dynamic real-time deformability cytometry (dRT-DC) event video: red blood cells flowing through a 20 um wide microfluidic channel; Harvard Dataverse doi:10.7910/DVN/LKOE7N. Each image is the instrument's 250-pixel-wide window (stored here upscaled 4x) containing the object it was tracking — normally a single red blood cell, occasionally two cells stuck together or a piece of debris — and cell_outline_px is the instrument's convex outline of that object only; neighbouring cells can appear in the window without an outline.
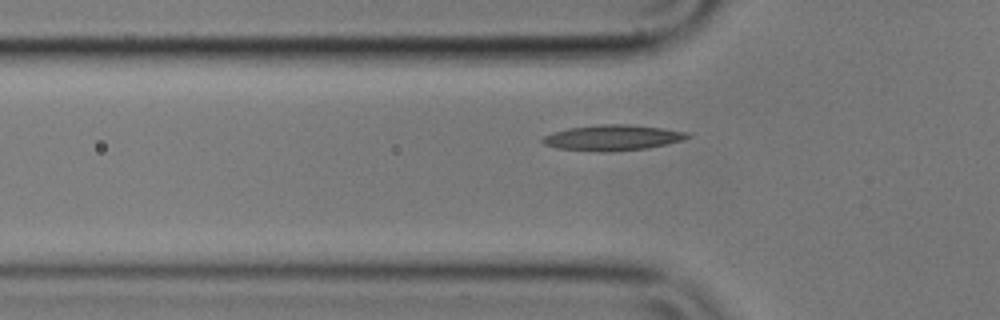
{"species": "common noctule bat (a hibernating species)", "species_latin": "Nyctalus noctula", "temperature_condition": "cold", "stored_images_in_passage": 41, "camera_frame_rate_fps": 3000, "um_per_image_px": 0.085, "animal": {"sex": "male", "body_mass_g": 17.9}, "frame": {"image": 1, "passage_image": 5, "time_ms": 1.333, "image_size_px": [1000, 320], "cell_outline_px": [[692, 136], [684, 140], [648, 148], [612, 152], [600, 152], [556, 148], [544, 144], [540, 140], [544, 136], [552, 132], [568, 128], [600, 124], [628, 124], [660, 128], [688, 132]], "centroid_in_image_um": [52.06, 11.71], "position_along_channel_um": 73.7, "area_um2": 21.79}}
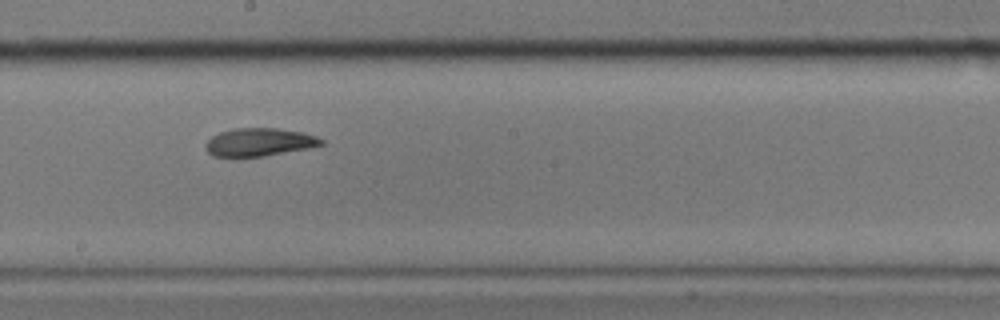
{"frame": {"image": 2, "passage_image": 18, "time_ms": 5.667, "image_size_px": [1000, 320], "cell_outline_px": [[324, 144], [308, 148], [264, 156], [212, 156], [204, 148], [204, 144], [212, 136], [220, 132], [232, 128], [276, 128], [304, 132], [316, 136], [324, 140]], "centroid_in_image_um": [22.03, 12.07], "position_along_channel_um": 226.2, "area_um2": 18.9}}
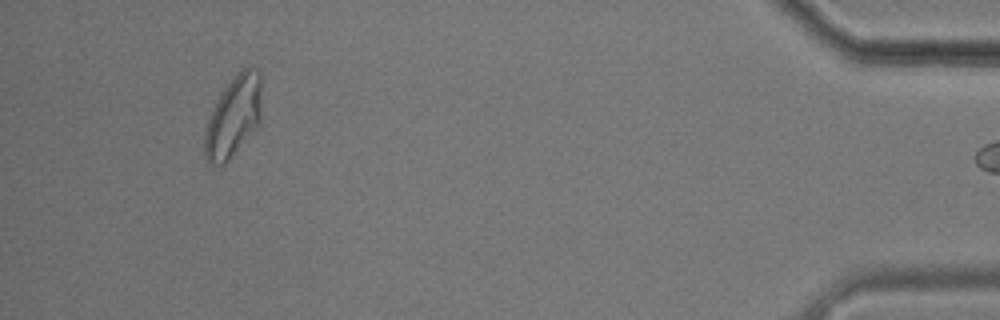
{"frame": {"image": 3, "passage_image": 40, "time_ms": 13.0, "image_size_px": [1000, 320], "cell_outline_px": [[260, 124], [228, 160], [224, 164], [212, 164], [204, 156], [204, 136], [208, 120], [216, 100], [224, 88], [244, 68], [252, 68], [260, 72]], "centroid_in_image_um": [19.83, 9.94], "position_along_channel_um": 415.4, "area_um2": 26.24}}